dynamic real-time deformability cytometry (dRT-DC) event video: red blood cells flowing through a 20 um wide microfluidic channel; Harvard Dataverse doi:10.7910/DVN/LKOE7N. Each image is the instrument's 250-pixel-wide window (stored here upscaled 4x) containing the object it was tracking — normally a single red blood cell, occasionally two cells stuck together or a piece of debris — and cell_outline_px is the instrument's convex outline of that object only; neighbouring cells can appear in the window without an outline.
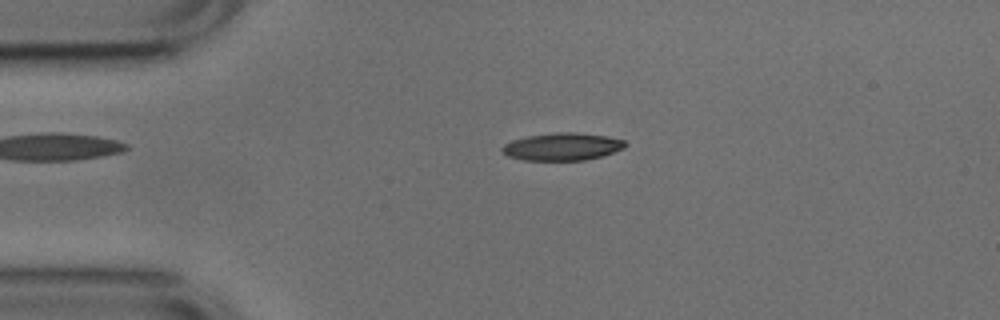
{"species": "common noctule bat (a hibernating species)", "species_latin": "Nyctalus noctula", "temperature_condition": "cold", "stored_images_in_passage": 50, "camera_frame_rate_fps": 3000, "um_per_image_px": 0.085, "animal": {"sex": "male", "body_mass_g": 17.9, "forearm_length_mm": 54.2}, "frame": {"image": 1, "passage_image": 9, "time_ms": 2.667, "image_size_px": [1000, 320], "cell_outline_px": [[628, 144], [624, 148], [600, 156], [584, 160], [524, 160], [508, 156], [500, 152], [500, 148], [504, 144], [512, 140], [528, 136], [556, 132], [576, 132], [608, 136], [624, 140]], "centroid_in_image_um": [47.77, 12.46], "position_along_channel_um": 37.2, "area_um2": 19.77}}
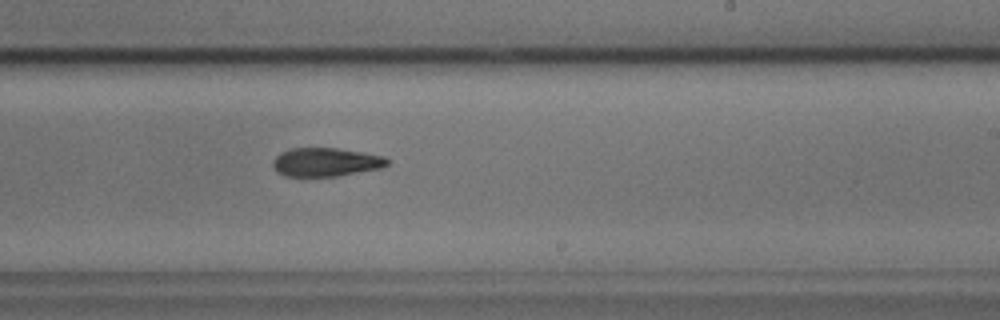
{"frame": {"image": 2, "passage_image": 29, "time_ms": 9.333, "image_size_px": [1000, 320], "cell_outline_px": [[392, 160], [384, 168], [336, 176], [284, 176], [276, 172], [272, 164], [272, 160], [280, 152], [292, 148], [336, 148], [364, 152], [384, 156]], "centroid_in_image_um": [27.72, 13.78], "position_along_channel_um": 261.3, "area_um2": 19.36}}
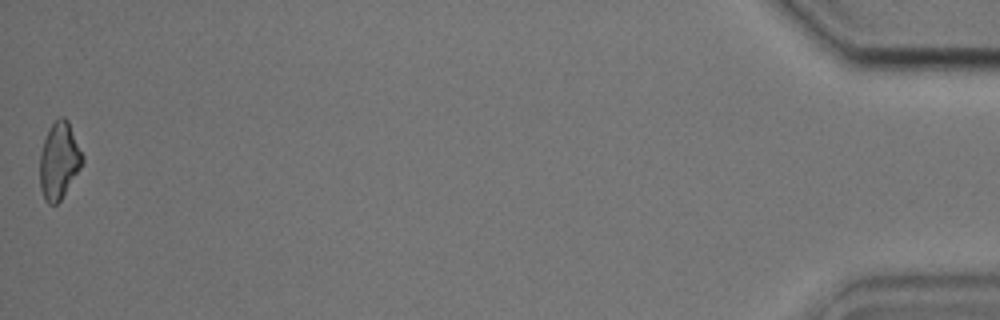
{"frame": {"image": 3, "passage_image": 50, "time_ms": 16.333, "image_size_px": [1000, 320], "cell_outline_px": [[84, 160], [80, 168], [60, 200], [56, 204], [48, 204], [44, 200], [40, 188], [40, 152], [48, 128], [60, 116], [64, 116], [68, 120], [84, 156]], "centroid_in_image_um": [5.01, 13.64], "position_along_channel_um": 430.2, "area_um2": 19.02}, "authors_computed_cell_mechanics": {"area_um2": 19.4786, "velocity_mm_per_s": 3.7946, "shape_relaxation_time_tau1_ms": 4.8439, "shape_relaxation_time_tau2_ms": 5.478, "deformation_change_tau1": 0.1468, "deformation_change_tau2": 0.1552}}